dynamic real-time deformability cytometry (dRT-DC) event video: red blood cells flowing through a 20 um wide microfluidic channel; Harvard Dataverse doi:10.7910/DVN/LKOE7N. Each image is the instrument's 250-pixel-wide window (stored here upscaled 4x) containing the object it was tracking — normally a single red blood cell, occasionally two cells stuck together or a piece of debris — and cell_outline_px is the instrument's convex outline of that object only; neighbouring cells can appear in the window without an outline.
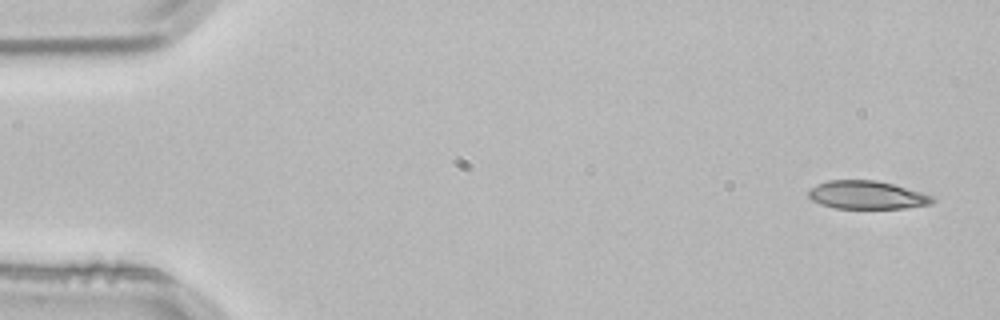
{"species": "common noctule bat (a hibernating species)", "species_latin": "Nyctalus noctula", "temperature_condition": "room temperature", "stored_images_in_passage": 4, "camera_frame_rate_fps": 3000, "um_per_image_px": 0.085, "animal": {"sex": "male", "body_mass_g": 21.5, "forearm_length_mm": 52.0}, "frame": {"image": 1, "passage_image": 1, "time_ms": 0.0, "image_size_px": [1000, 320], "cell_outline_px": [[936, 200], [932, 204], [904, 208], [836, 208], [820, 204], [812, 200], [808, 196], [808, 192], [816, 184], [828, 180], [876, 180], [892, 184], [936, 196]], "centroid_in_image_um": [73.72, 16.57], "position_along_channel_um": 11.3, "area_um2": 20.4}}
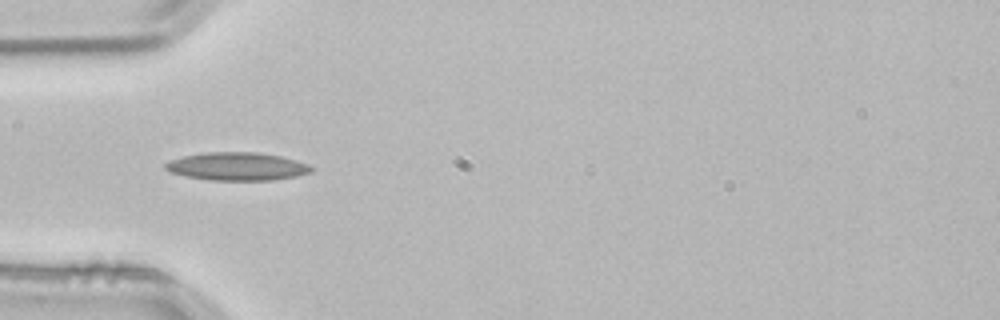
{"frame": {"image": 2, "passage_image": 4, "time_ms": 1.0, "image_size_px": [1000, 320], "cell_outline_px": [[312, 172], [296, 176], [272, 180], [208, 180], [184, 176], [172, 172], [164, 168], [164, 164], [168, 160], [184, 156], [208, 152], [256, 152], [280, 156], [296, 160], [308, 164], [312, 168]], "centroid_in_image_um": [20.13, 14.15], "position_along_channel_um": 64.9, "area_um2": 23.81}}